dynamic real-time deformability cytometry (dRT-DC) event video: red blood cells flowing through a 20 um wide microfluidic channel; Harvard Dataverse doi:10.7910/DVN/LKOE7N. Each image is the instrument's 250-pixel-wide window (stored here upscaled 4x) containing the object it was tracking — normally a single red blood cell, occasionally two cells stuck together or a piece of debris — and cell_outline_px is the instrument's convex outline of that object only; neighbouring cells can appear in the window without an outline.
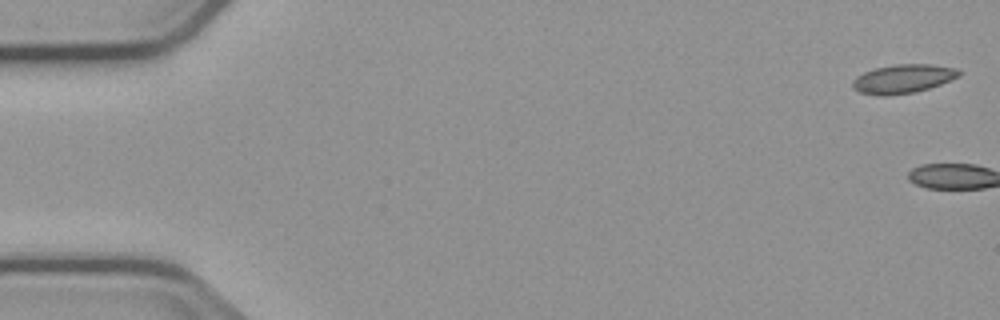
{"species": "common noctule bat (a hibernating species)", "species_latin": "Nyctalus noctula", "temperature_condition": "cold", "stored_images_in_passage": 4, "camera_frame_rate_fps": 3000, "um_per_image_px": 0.085, "animal": {"sex": "male", "body_mass_g": 23.1, "forearm_length_mm": 52.7}, "frame": {"image": 1, "passage_image": 1, "time_ms": 0.0, "image_size_px": [1000, 320], "cell_outline_px": [[960, 76], [940, 84], [916, 92], [884, 96], [880, 96], [860, 92], [852, 88], [852, 80], [856, 76], [864, 72], [876, 68], [896, 64], [928, 64], [956, 68], [960, 72]], "centroid_in_image_um": [76.73, 6.7], "position_along_channel_um": 8.3, "area_um2": 17.8}}